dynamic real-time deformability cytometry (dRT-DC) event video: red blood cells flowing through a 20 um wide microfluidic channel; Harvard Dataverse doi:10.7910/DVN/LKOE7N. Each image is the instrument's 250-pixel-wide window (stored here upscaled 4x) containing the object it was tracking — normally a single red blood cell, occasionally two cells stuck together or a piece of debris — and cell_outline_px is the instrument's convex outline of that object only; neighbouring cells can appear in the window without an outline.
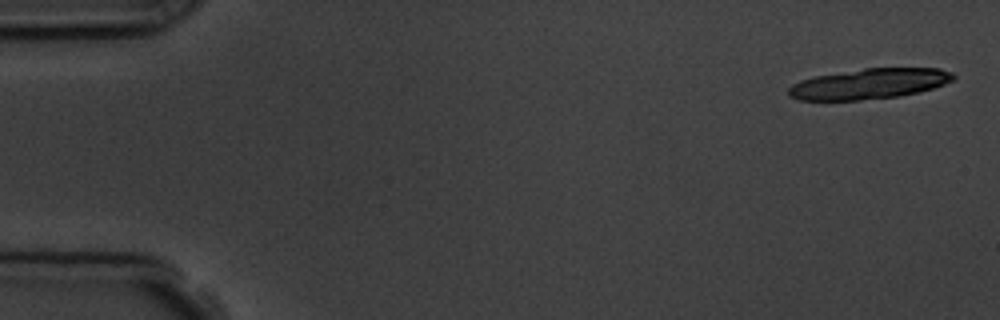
{"species": "common noctule bat (a hibernating species)", "species_latin": "Nyctalus noctula", "temperature_condition": "room temperature", "stored_images_in_passage": 6, "camera_frame_rate_fps": 3000, "um_per_image_px": 0.085, "animal": {"sex": "male", "body_mass_g": 19.5, "forearm_length_mm": 54.6}, "frame": {"image": 1, "passage_image": 1, "time_ms": 0.0, "image_size_px": [1000, 320], "cell_outline_px": [[956, 80], [932, 88], [900, 96], [860, 100], [800, 100], [788, 96], [788, 88], [792, 84], [800, 80], [816, 76], [864, 68], [940, 68], [952, 72], [956, 76]], "centroid_in_image_um": [73.9, 7.12], "position_along_channel_um": 11.1, "area_um2": 29.25}}